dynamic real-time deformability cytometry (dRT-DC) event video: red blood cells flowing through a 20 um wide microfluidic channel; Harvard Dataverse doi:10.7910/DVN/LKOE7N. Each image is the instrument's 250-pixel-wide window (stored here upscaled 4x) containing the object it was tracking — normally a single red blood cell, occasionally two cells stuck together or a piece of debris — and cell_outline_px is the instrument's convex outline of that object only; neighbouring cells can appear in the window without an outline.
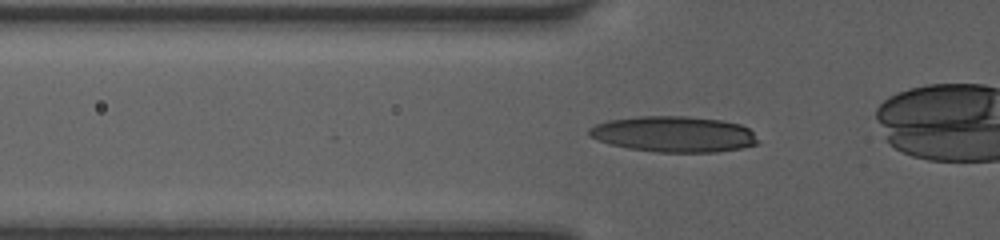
{"species": "human", "species_latin": "Homo sapiens", "temperature_condition": "room temperature", "stored_images_in_passage": 32, "camera_frame_rate_fps": 3000, "um_per_image_px": 0.085, "donor": {"sex": "female"}, "frame": {"image": 1, "passage_image": 8, "time_ms": 2.333, "image_size_px": [1000, 240], "cell_outline_px": [[756, 144], [740, 148], [716, 152], [656, 152], [628, 148], [612, 144], [588, 136], [588, 128], [596, 124], [608, 120], [636, 116], [688, 116], [720, 120], [740, 124], [748, 128], [752, 132], [756, 140]], "centroid_in_image_um": [57.23, 11.39], "position_along_channel_um": 68.6, "area_um2": 35.08}}
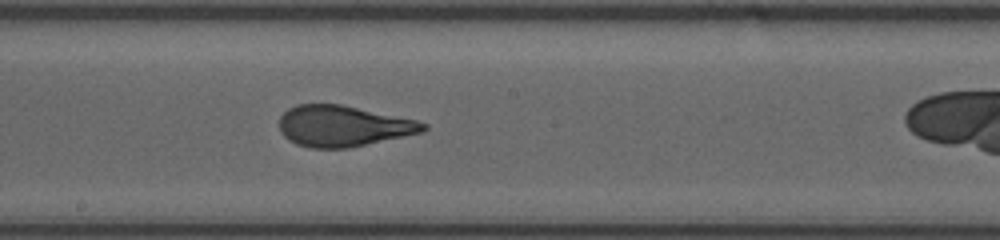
{"frame": {"image": 2, "passage_image": 19, "time_ms": 6.0, "image_size_px": [1000, 240], "cell_outline_px": [[428, 128], [424, 132], [348, 148], [312, 148], [296, 144], [288, 140], [280, 132], [280, 116], [288, 108], [296, 104], [340, 104], [416, 120], [428, 124]], "centroid_in_image_um": [29.15, 10.71], "position_along_channel_um": 219.0, "area_um2": 34.33}}
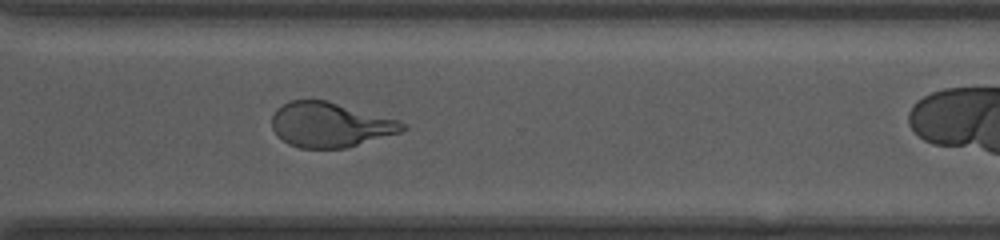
{"frame": {"image": 3, "passage_image": 28, "time_ms": 9.0, "image_size_px": [1000, 240], "cell_outline_px": [[408, 128], [400, 132], [344, 148], [300, 148], [288, 144], [276, 136], [272, 128], [272, 116], [276, 108], [280, 104], [292, 100], [328, 100], [400, 120], [408, 124]], "centroid_in_image_um": [28.04, 10.59], "position_along_channel_um": 342.6, "area_um2": 34.39}}